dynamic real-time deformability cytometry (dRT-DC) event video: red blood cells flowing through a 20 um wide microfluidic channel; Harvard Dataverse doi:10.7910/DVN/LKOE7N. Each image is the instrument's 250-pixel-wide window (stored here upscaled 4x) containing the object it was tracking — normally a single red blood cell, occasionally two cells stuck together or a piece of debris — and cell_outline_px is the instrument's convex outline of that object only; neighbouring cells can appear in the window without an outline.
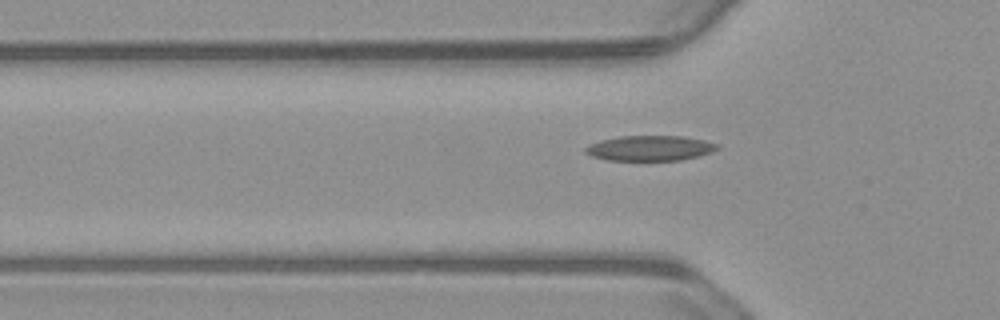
{"species": "common noctule bat (a hibernating species)", "species_latin": "Nyctalus noctula", "temperature_condition": "warm", "stored_images_in_passage": 35, "camera_frame_rate_fps": 3000, "um_per_image_px": 0.085, "animal": {"sex": "male", "body_mass_g": 23.1, "forearm_length_mm": 52.7}, "frame": {"image": 1, "passage_image": 3, "time_ms": 0.667, "image_size_px": [1000, 320], "cell_outline_px": [[720, 148], [712, 152], [700, 156], [680, 160], [608, 160], [592, 156], [584, 152], [584, 148], [600, 140], [620, 136], [684, 136], [704, 140], [720, 144]], "centroid_in_image_um": [55.3, 12.59], "position_along_channel_um": 70.5, "area_um2": 19.42}}
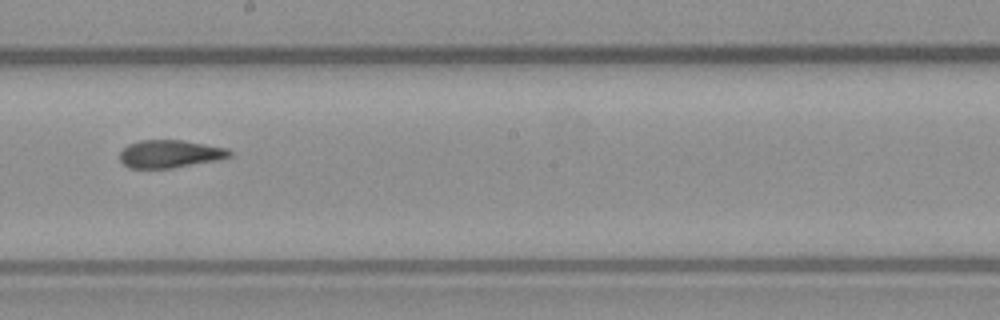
{"frame": {"image": 2, "passage_image": 16, "time_ms": 5.0, "image_size_px": [1000, 320], "cell_outline_px": [[232, 156], [220, 160], [172, 168], [128, 168], [120, 160], [120, 152], [128, 144], [140, 140], [184, 140], [228, 148], [232, 152]], "centroid_in_image_um": [14.48, 13.08], "position_along_channel_um": 233.7, "area_um2": 17.98}}
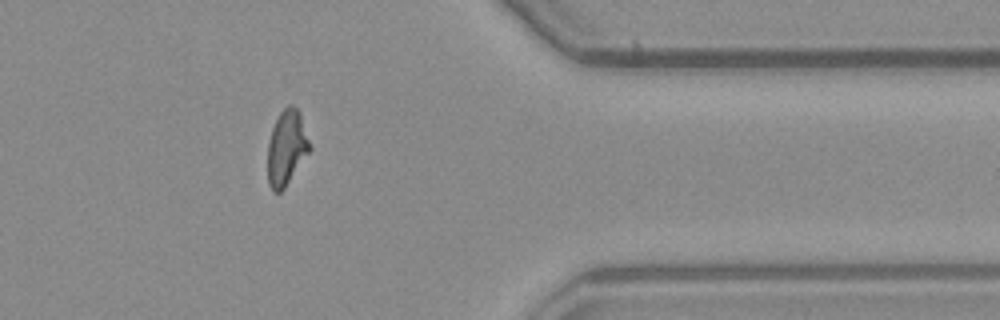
{"frame": {"image": 3, "passage_image": 30, "time_ms": 9.667, "image_size_px": [1000, 320], "cell_outline_px": [[312, 148], [284, 188], [280, 192], [272, 192], [268, 184], [268, 140], [272, 128], [280, 112], [288, 104], [292, 104], [300, 112]], "centroid_in_image_um": [24.36, 12.55], "position_along_channel_um": 387.0, "area_um2": 18.44}, "authors_computed_cell_mechanics": {"area_um2": 18.7272, "velocity_mm_per_s": 3.7424, "shape_relaxation_time_tau1_ms": null, "shape_relaxation_time_tau2_ms": 2.3245, "deformation_change_tau1": null, "deformation_change_tau2": 0.1075}}